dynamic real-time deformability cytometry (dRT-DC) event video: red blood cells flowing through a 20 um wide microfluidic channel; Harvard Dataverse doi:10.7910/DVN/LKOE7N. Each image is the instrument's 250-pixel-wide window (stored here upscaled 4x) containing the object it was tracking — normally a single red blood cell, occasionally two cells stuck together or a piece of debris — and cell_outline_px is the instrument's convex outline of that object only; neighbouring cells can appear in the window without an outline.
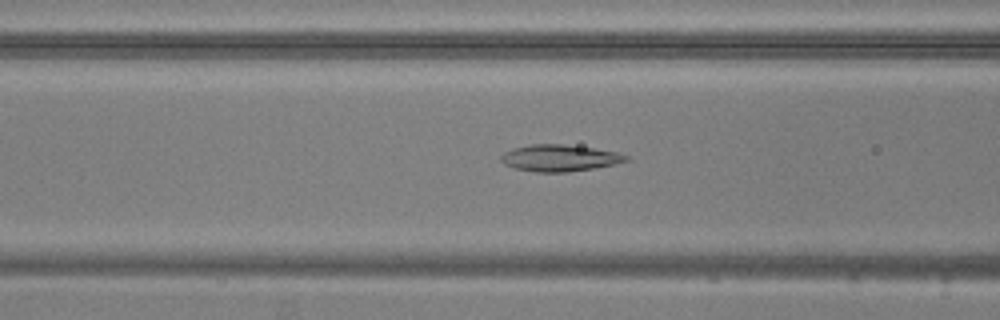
{"species": "common noctule bat (a hibernating species)", "species_latin": "Nyctalus noctula", "temperature_condition": "warm", "stored_images_in_passage": 52, "camera_frame_rate_fps": 3000, "um_per_image_px": 0.085, "animal": {"sex": "male", "body_mass_g": 20.5, "forearm_length_mm": 52.5}, "frame": {"image": 1, "passage_image": 19, "time_ms": 6.0, "image_size_px": [1000, 320], "cell_outline_px": [[628, 160], [612, 164], [592, 168], [568, 172], [536, 172], [516, 168], [504, 164], [500, 160], [500, 156], [504, 152], [512, 148], [532, 144], [564, 144], [592, 148], [616, 152], [628, 156]], "centroid_in_image_um": [47.5, 13.42], "position_along_channel_um": 119.1, "area_um2": 19.19}}
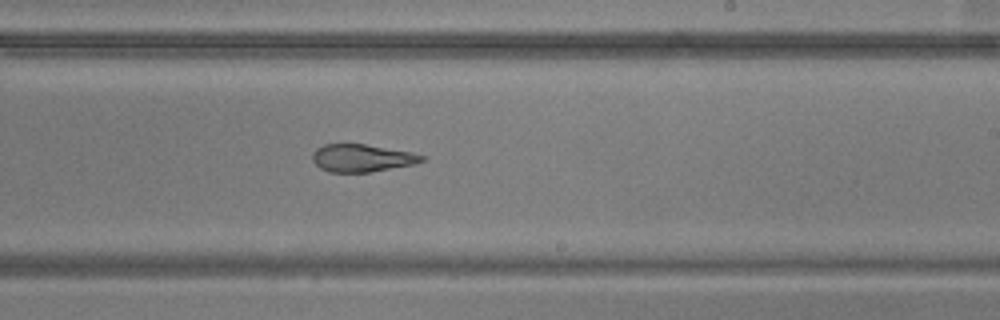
{"frame": {"image": 2, "passage_image": 30, "time_ms": 9.667, "image_size_px": [1000, 320], "cell_outline_px": [[428, 156], [424, 160], [412, 164], [368, 172], [328, 172], [320, 168], [312, 160], [312, 152], [316, 148], [324, 144], [364, 144], [412, 152]], "centroid_in_image_um": [30.73, 13.42], "position_along_channel_um": 258.3, "area_um2": 17.51}}
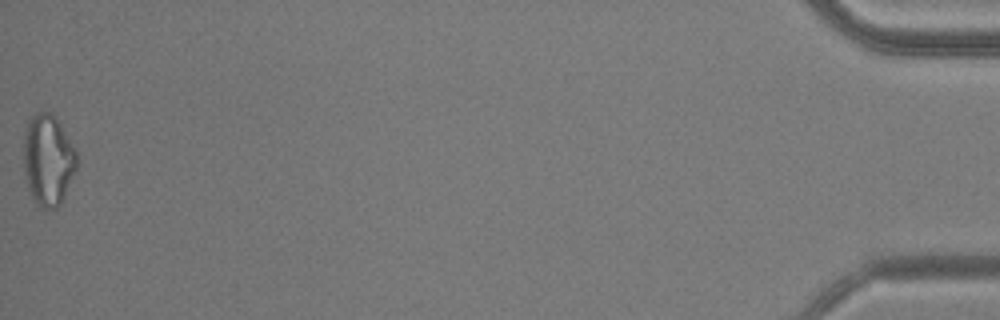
{"frame": {"image": 3, "passage_image": 52, "time_ms": 17.0, "image_size_px": [1000, 320], "cell_outline_px": [[76, 168], [64, 196], [60, 204], [56, 208], [40, 208], [32, 200], [28, 188], [24, 172], [24, 128], [28, 120], [36, 112], [52, 112], [56, 116], [76, 148]], "centroid_in_image_um": [4.07, 13.57], "position_along_channel_um": 431.1, "area_um2": 28.55}, "authors_computed_cell_mechanics": {"area_um2": 21.5305, "velocity_mm_per_s": 3.7942, "shape_relaxation_time_tau1_ms": null, "shape_relaxation_time_tau2_ms": 1.555, "deformation_change_tau1": null, "deformation_change_tau2": 0.0807}}